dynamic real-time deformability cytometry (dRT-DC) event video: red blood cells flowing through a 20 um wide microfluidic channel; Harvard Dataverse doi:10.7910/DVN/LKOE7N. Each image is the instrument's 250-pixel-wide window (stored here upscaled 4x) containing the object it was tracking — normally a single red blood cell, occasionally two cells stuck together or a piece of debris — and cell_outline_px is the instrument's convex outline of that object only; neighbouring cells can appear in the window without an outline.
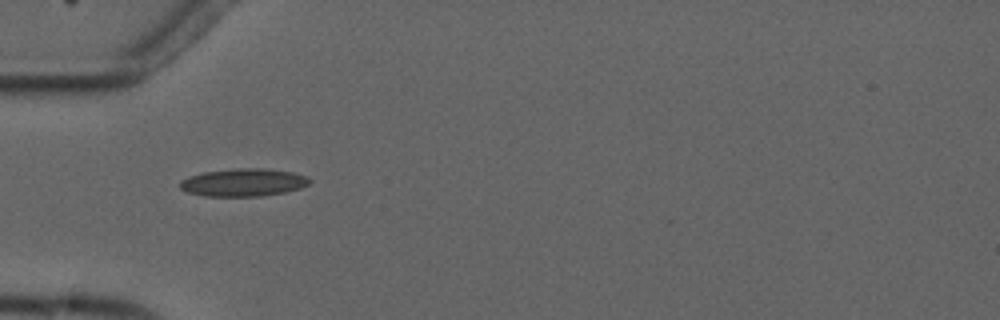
{"species": "common noctule bat (a hibernating species)", "species_latin": "Nyctalus noctula", "temperature_condition": "cold", "stored_images_in_passage": 2, "camera_frame_rate_fps": 3000, "um_per_image_px": 0.085, "animal": {"sex": "male", "forearm_length_mm": 52.5}, "frame": {"image": 1, "passage_image": 2, "time_ms": 1.0, "image_size_px": [1000, 320], "cell_outline_px": [[312, 180], [308, 184], [300, 188], [284, 192], [260, 196], [204, 196], [188, 192], [180, 188], [180, 180], [188, 176], [204, 172], [236, 168], [264, 168], [292, 172], [308, 176]], "centroid_in_image_um": [20.69, 15.5], "position_along_channel_um": 64.3, "area_um2": 20.98}}